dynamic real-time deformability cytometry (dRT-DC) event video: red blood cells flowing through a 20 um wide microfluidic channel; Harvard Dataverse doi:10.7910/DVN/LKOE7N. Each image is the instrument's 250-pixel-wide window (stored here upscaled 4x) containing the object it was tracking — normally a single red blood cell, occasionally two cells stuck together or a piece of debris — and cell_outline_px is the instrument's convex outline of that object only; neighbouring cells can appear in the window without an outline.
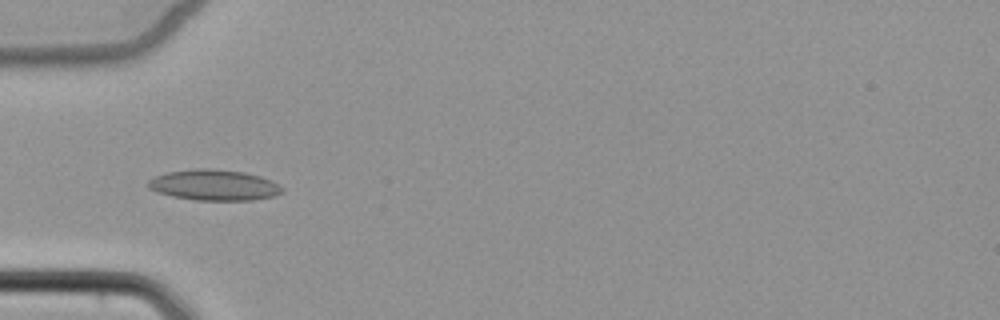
{"species": "common noctule bat (a hibernating species)", "species_latin": "Nyctalus noctula", "temperature_condition": "cold", "stored_images_in_passage": 7, "camera_frame_rate_fps": 3000, "um_per_image_px": 0.085, "animal": {"sex": "female", "body_mass_g": 22.7, "forearm_length_mm": 54.2}, "frame": {"image": 1, "passage_image": 5, "time_ms": 5.0, "image_size_px": [1000, 320], "cell_outline_px": [[284, 192], [276, 196], [252, 200], [196, 200], [172, 196], [156, 192], [148, 188], [148, 180], [156, 176], [168, 172], [196, 168], [208, 168], [244, 172], [260, 176], [284, 188]], "centroid_in_image_um": [18.19, 15.73], "position_along_channel_um": 66.8, "area_um2": 23.99}}
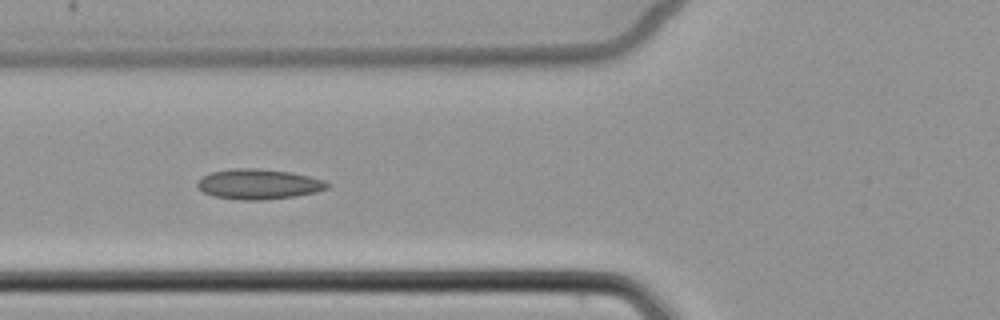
{"frame": {"image": 2, "passage_image": 6, "time_ms": 6.0, "image_size_px": [1000, 320], "cell_outline_px": [[328, 188], [316, 192], [296, 196], [264, 200], [240, 200], [212, 196], [196, 188], [196, 180], [200, 176], [212, 172], [232, 168], [256, 168], [292, 172], [324, 180], [328, 184]], "centroid_in_image_um": [21.92, 15.65], "position_along_channel_um": 103.9, "area_um2": 23.12}}
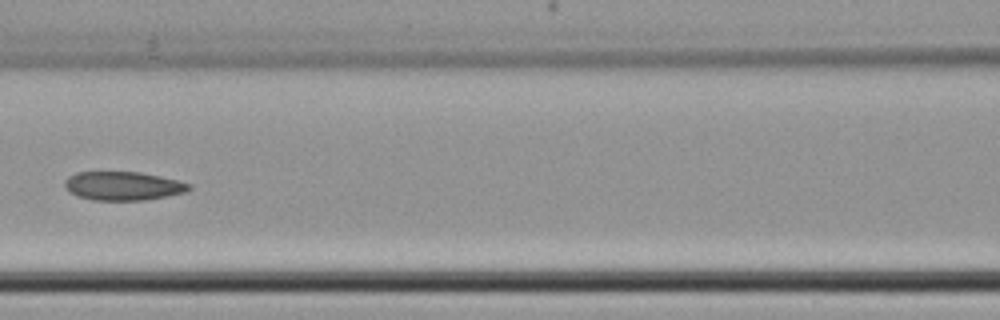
{"frame": {"image": 3, "passage_image": 7, "time_ms": 7.333, "image_size_px": [1000, 320], "cell_outline_px": [[192, 188], [184, 192], [144, 200], [92, 200], [76, 196], [68, 192], [64, 188], [64, 180], [68, 176], [76, 172], [140, 172], [180, 180], [192, 184]], "centroid_in_image_um": [10.42, 15.8], "position_along_channel_um": 156.2, "area_um2": 20.98}}